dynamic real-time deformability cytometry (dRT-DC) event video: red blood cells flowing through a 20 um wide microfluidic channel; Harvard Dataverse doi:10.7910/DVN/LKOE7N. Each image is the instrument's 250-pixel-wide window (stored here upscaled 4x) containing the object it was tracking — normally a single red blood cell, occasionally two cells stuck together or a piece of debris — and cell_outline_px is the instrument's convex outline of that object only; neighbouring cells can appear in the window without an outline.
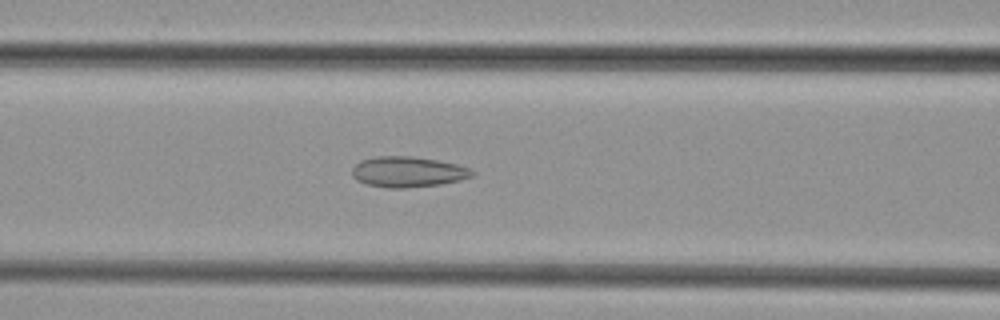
{"species": "common noctule bat (a hibernating species)", "species_latin": "Nyctalus noctula", "temperature_condition": "cold", "stored_images_in_passage": 38, "camera_frame_rate_fps": 3000, "um_per_image_px": 0.085, "animal": {"sex": "female", "body_mass_g": 29.2, "forearm_length_mm": 56.3}, "frame": {"image": 1, "passage_image": 10, "time_ms": 3.0, "image_size_px": [1000, 320], "cell_outline_px": [[476, 172], [472, 176], [460, 180], [440, 184], [404, 188], [388, 188], [368, 184], [356, 180], [352, 176], [352, 168], [360, 160], [376, 156], [408, 156], [436, 160], [456, 164], [468, 168]], "centroid_in_image_um": [34.64, 14.61], "position_along_channel_um": 132.0, "area_um2": 21.27}}
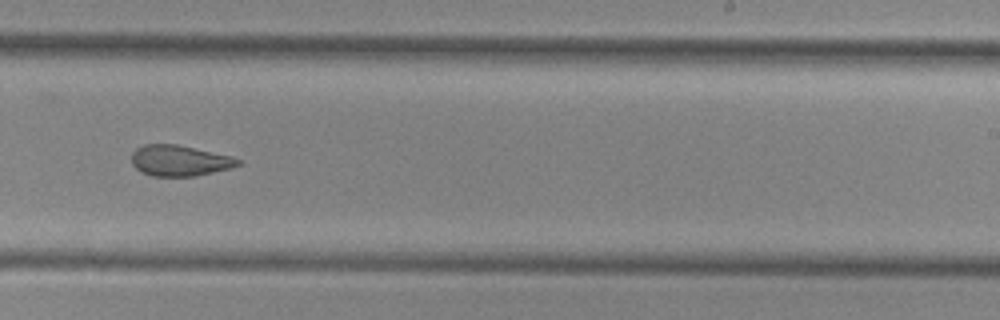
{"frame": {"image": 2, "passage_image": 20, "time_ms": 6.333, "image_size_px": [1000, 320], "cell_outline_px": [[244, 164], [232, 168], [196, 176], [152, 176], [140, 172], [132, 164], [132, 152], [136, 148], [144, 144], [176, 144], [232, 156], [240, 160]], "centroid_in_image_um": [15.28, 13.66], "position_along_channel_um": 273.7, "area_um2": 19.31}}
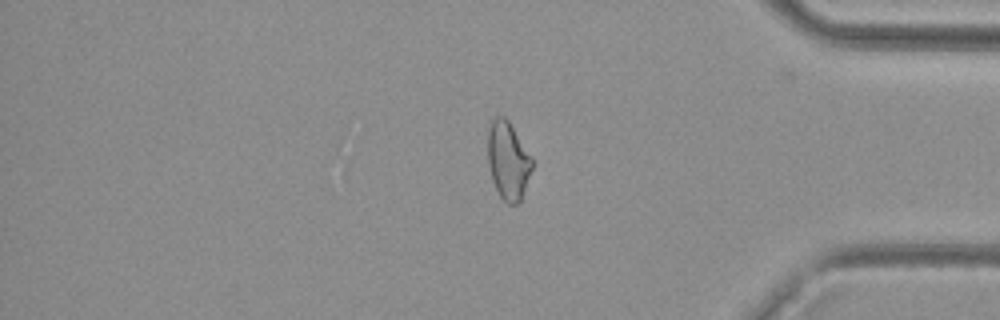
{"frame": {"image": 3, "passage_image": 30, "time_ms": 9.667, "image_size_px": [1000, 320], "cell_outline_px": [[532, 168], [520, 204], [508, 204], [500, 196], [492, 180], [488, 164], [488, 124], [496, 116], [504, 116], [508, 120], [532, 160]], "centroid_in_image_um": [43.16, 13.67], "position_along_channel_um": 392.0, "area_um2": 19.88}}